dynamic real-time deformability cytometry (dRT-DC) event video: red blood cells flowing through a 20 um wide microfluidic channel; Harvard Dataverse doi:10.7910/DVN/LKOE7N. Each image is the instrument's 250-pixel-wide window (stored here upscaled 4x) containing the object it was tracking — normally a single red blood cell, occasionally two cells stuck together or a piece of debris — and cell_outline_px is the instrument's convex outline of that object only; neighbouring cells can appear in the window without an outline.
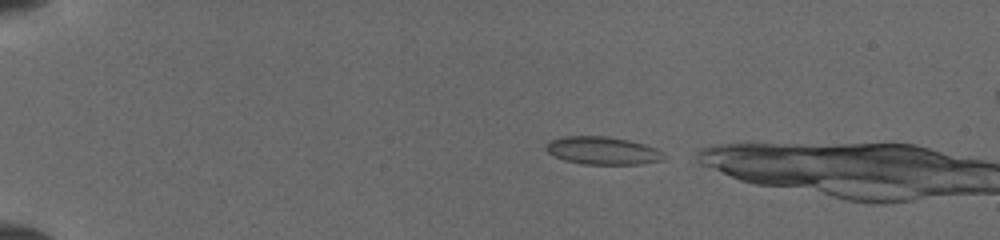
{"species": "common noctule bat (a hibernating species)", "species_latin": "Nyctalus noctula", "temperature_condition": "cold", "stored_images_in_passage": 4, "camera_frame_rate_fps": 3000, "um_per_image_px": 0.085, "animal": {"sex": "female", "body_mass_g": 19.5, "forearm_length_mm": 54.1}, "frame": {"image": 1, "passage_image": 2, "time_ms": 0.333, "image_size_px": [1000, 240], "cell_outline_px": [[668, 156], [664, 160], [640, 164], [584, 164], [564, 160], [548, 152], [544, 148], [544, 144], [548, 140], [560, 136], [608, 136], [628, 140], [644, 144], [656, 148], [664, 152]], "centroid_in_image_um": [51.22, 12.79], "position_along_channel_um": 33.8, "area_um2": 19.42}}